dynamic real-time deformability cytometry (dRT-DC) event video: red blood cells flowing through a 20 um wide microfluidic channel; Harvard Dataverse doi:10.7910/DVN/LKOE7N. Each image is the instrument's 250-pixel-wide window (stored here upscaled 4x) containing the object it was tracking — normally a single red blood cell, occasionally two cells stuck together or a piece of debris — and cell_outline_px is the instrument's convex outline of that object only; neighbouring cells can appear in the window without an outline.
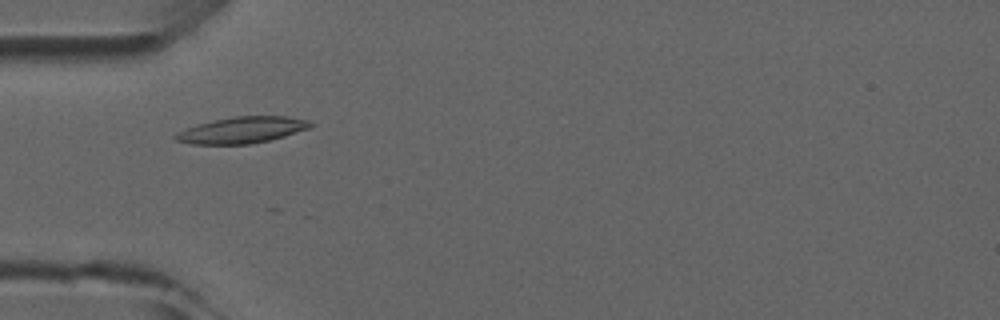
{"species": "common noctule bat (a hibernating species)", "species_latin": "Nyctalus noctula", "temperature_condition": "room temperature", "stored_images_in_passage": 7, "camera_frame_rate_fps": 3000, "um_per_image_px": 0.085, "animal": {"sex": "male", "forearm_length_mm": 52.5}, "frame": {"image": 1, "passage_image": 3, "time_ms": 2.333, "image_size_px": [1000, 320], "cell_outline_px": [[316, 124], [308, 128], [284, 136], [268, 140], [248, 144], [192, 144], [176, 140], [172, 136], [176, 132], [184, 128], [196, 124], [212, 120], [236, 116], [288, 116], [312, 120]], "centroid_in_image_um": [20.56, 11.04], "position_along_channel_um": 64.4, "area_um2": 20.87}}
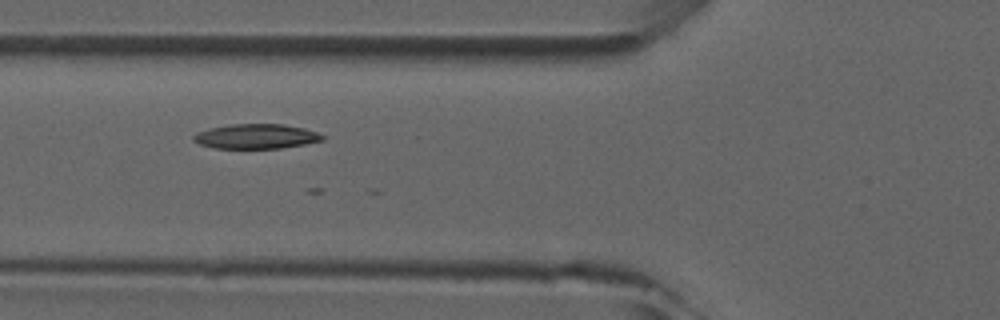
{"frame": {"image": 2, "passage_image": 4, "time_ms": 3.333, "image_size_px": [1000, 320], "cell_outline_px": [[324, 140], [304, 144], [280, 148], [212, 148], [200, 144], [192, 140], [192, 136], [196, 132], [212, 128], [232, 124], [284, 124], [304, 128], [316, 132], [324, 136]], "centroid_in_image_um": [21.75, 11.59], "position_along_channel_um": 104.0, "area_um2": 18.5}}
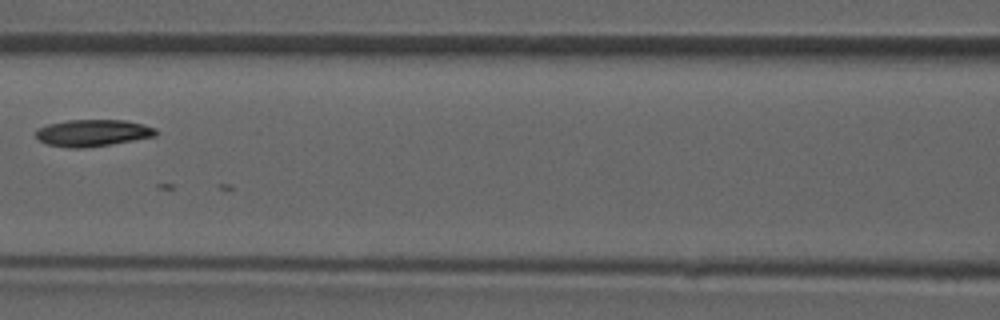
{"frame": {"image": 3, "passage_image": 5, "time_ms": 4.667, "image_size_px": [1000, 320], "cell_outline_px": [[160, 132], [156, 136], [112, 144], [88, 148], [68, 148], [48, 144], [40, 140], [36, 136], [36, 128], [48, 124], [68, 120], [124, 120], [144, 124], [156, 128]], "centroid_in_image_um": [7.91, 11.3], "position_along_channel_um": 158.7, "area_um2": 18.96}}